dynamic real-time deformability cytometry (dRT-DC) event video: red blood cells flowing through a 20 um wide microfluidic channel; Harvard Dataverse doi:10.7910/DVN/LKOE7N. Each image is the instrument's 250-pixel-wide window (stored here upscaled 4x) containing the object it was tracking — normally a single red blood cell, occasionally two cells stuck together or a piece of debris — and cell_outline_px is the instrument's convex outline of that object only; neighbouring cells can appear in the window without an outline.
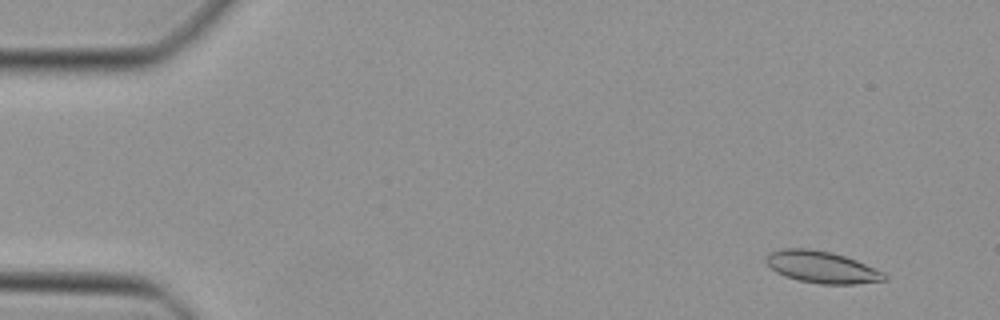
{"species": "Egyptian fruit bat (a non-hibernating species)", "species_latin": "Rousettus aegyptiacus", "temperature_condition": "cold", "stored_images_in_passage": 48, "camera_frame_rate_fps": 3000, "um_per_image_px": 0.085, "animal": {"sex": "female"}, "frame": {"image": 1, "passage_image": 4, "time_ms": 1.0, "image_size_px": [1000, 320], "cell_outline_px": [[888, 280], [856, 284], [820, 284], [800, 280], [784, 276], [776, 272], [764, 260], [772, 252], [780, 248], [808, 248], [832, 252], [856, 260], [884, 272], [888, 276]], "centroid_in_image_um": [69.89, 22.7], "position_along_channel_um": 15.1, "area_um2": 21.96}}
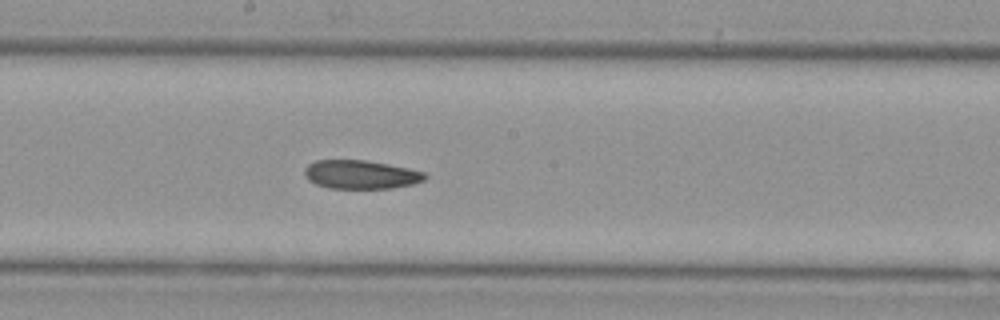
{"frame": {"image": 2, "passage_image": 26, "time_ms": 8.333, "image_size_px": [1000, 320], "cell_outline_px": [[428, 176], [424, 180], [412, 184], [392, 188], [328, 188], [316, 184], [308, 180], [304, 176], [304, 168], [308, 164], [316, 160], [364, 160], [388, 164], [408, 168], [424, 172]], "centroid_in_image_um": [30.64, 14.83], "position_along_channel_um": 217.6, "area_um2": 20.11}}
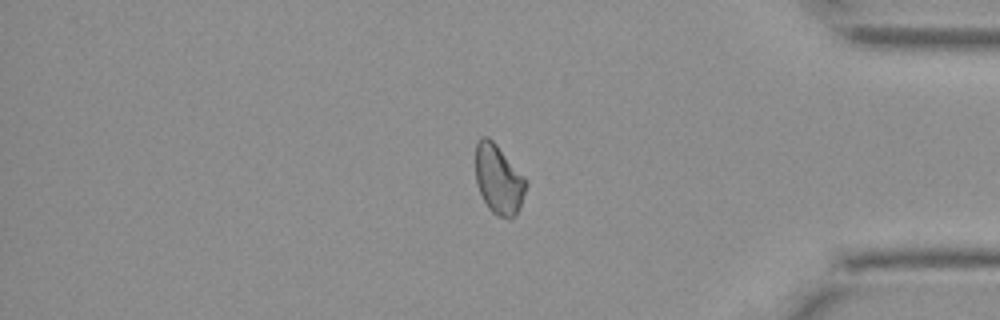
{"frame": {"image": 3, "passage_image": 40, "time_ms": 13.0, "image_size_px": [1000, 320], "cell_outline_px": [[528, 184], [516, 216], [508, 220], [496, 216], [488, 208], [476, 184], [476, 144], [480, 136], [488, 136], [496, 144], [528, 180]], "centroid_in_image_um": [42.39, 15.27], "position_along_channel_um": 392.8, "area_um2": 20.63}}